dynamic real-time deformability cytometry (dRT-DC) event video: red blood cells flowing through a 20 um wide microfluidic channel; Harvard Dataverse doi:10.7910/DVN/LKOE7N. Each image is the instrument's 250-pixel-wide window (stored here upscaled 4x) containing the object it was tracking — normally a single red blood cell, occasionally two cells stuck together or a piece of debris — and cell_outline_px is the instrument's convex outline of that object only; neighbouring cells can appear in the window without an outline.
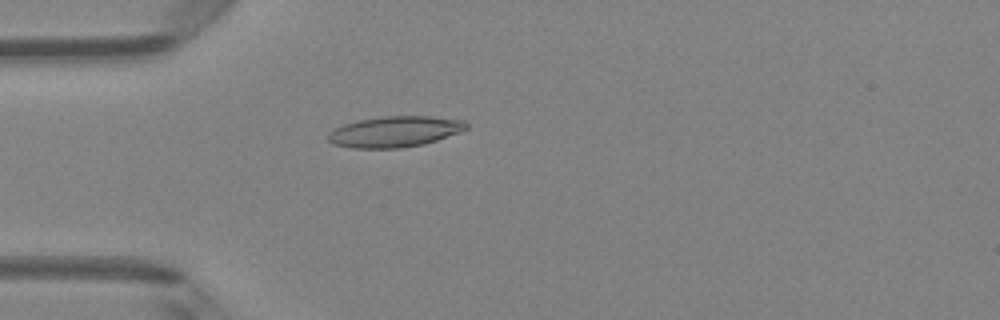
{"species": "Egyptian fruit bat (a non-hibernating species)", "species_latin": "Rousettus aegyptiacus", "temperature_condition": "room temperature", "stored_images_in_passage": 38, "camera_frame_rate_fps": 3000, "um_per_image_px": 0.085, "animal": {"sex": "female"}, "frame": {"image": 1, "passage_image": 3, "time_ms": 0.667, "image_size_px": [1000, 320], "cell_outline_px": [[468, 128], [460, 132], [424, 144], [400, 148], [352, 148], [332, 144], [328, 140], [328, 132], [344, 124], [360, 120], [384, 116], [428, 116], [464, 120], [468, 124]], "centroid_in_image_um": [33.56, 11.19], "position_along_channel_um": 51.4, "area_um2": 24.8}}
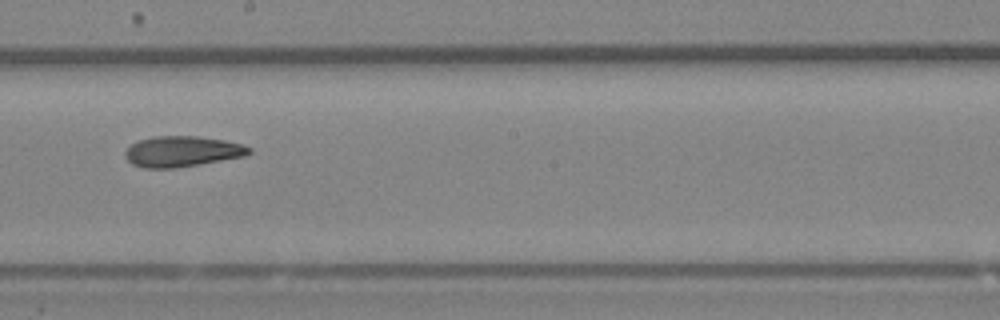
{"frame": {"image": 2, "passage_image": 17, "time_ms": 5.333, "image_size_px": [1000, 320], "cell_outline_px": [[252, 152], [244, 156], [172, 168], [144, 168], [132, 164], [124, 156], [124, 152], [132, 144], [140, 140], [152, 136], [196, 136], [224, 140], [244, 144], [252, 148]], "centroid_in_image_um": [15.48, 12.86], "position_along_channel_um": 232.7, "area_um2": 21.96}}
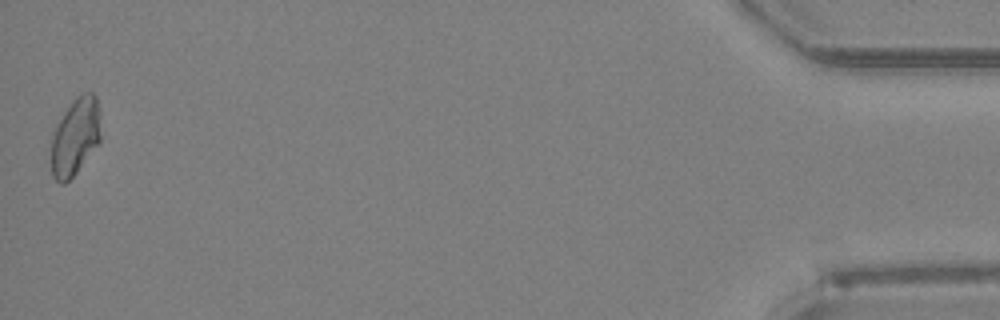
{"frame": {"image": 3, "passage_image": 38, "time_ms": 12.333, "image_size_px": [1000, 320], "cell_outline_px": [[100, 140], [76, 172], [64, 184], [60, 184], [52, 176], [52, 136], [64, 112], [76, 96], [84, 92], [92, 92], [96, 96], [100, 112]], "centroid_in_image_um": [6.41, 11.59], "position_along_channel_um": 428.8, "area_um2": 21.96}, "authors_computed_cell_mechanics": {"area_um2": 22.0218, "velocity_mm_per_s": 4.1146, "shape_relaxation_time_tau1_ms": null, "shape_relaxation_time_tau2_ms": 6.0425, "deformation_change_tau1": null, "deformation_change_tau2": 0.1391}}